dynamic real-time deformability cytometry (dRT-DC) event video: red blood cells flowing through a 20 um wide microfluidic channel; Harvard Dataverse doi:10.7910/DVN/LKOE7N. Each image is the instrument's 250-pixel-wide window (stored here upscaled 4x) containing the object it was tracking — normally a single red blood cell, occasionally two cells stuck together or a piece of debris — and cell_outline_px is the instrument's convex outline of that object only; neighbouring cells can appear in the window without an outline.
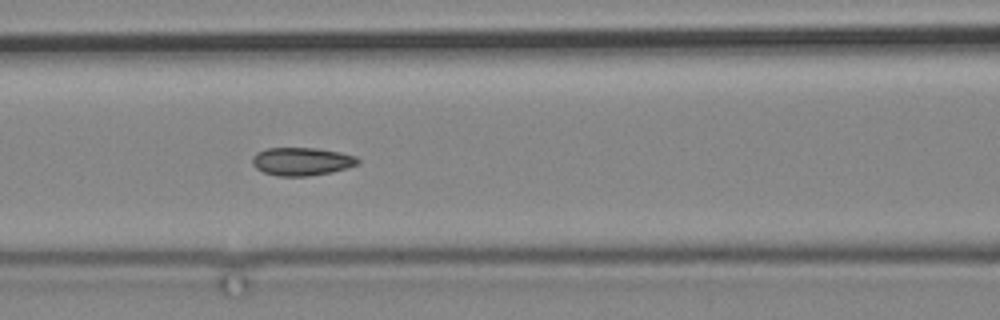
{"species": "common noctule bat (a hibernating species)", "species_latin": "Nyctalus noctula", "temperature_condition": "cold", "stored_images_in_passage": 12, "camera_frame_rate_fps": 3000, "um_per_image_px": 0.085, "animal": {"sex": "male", "body_mass_g": 19.2, "forearm_length_mm": 51.8}, "frame": {"image": 1, "passage_image": 12, "time_ms": 13.667, "image_size_px": [1000, 320], "cell_outline_px": [[360, 164], [348, 168], [332, 172], [308, 176], [280, 176], [264, 172], [256, 168], [252, 164], [252, 156], [256, 152], [268, 148], [316, 148], [340, 152], [356, 156], [360, 160]], "centroid_in_image_um": [25.67, 13.72], "position_along_channel_um": 140.9, "area_um2": 17.4}}